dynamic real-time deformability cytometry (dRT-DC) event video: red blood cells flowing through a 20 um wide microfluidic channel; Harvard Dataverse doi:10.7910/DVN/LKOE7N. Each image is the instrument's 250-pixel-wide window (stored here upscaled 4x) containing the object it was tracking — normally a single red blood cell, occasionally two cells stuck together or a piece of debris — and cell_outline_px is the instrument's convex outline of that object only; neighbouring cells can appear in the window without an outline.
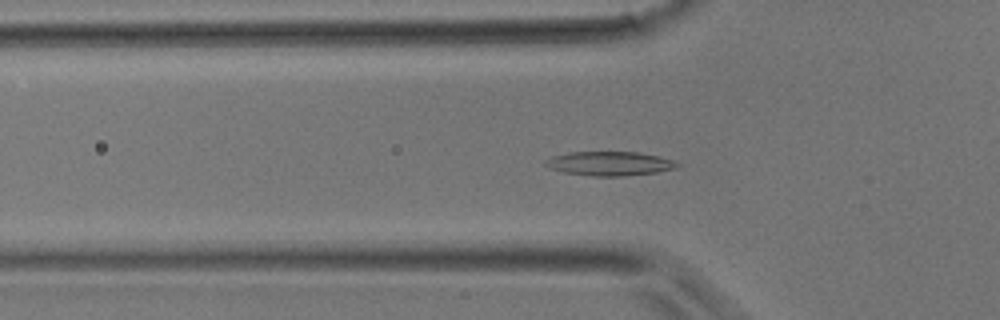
{"species": "common noctule bat (a hibernating species)", "species_latin": "Nyctalus noctula", "temperature_condition": "room temperature", "stored_images_in_passage": 39, "camera_frame_rate_fps": 3000, "um_per_image_px": 0.085, "animal": {"sex": "male", "body_mass_g": 17.9}, "frame": {"image": 1, "passage_image": 12, "time_ms": 3.667, "image_size_px": [1000, 320], "cell_outline_px": [[680, 168], [656, 172], [624, 176], [592, 176], [564, 172], [548, 168], [544, 164], [544, 160], [552, 156], [568, 152], [640, 152], [660, 156], [676, 160], [680, 164]], "centroid_in_image_um": [51.86, 13.9], "position_along_channel_um": 73.9, "area_um2": 18.84}}
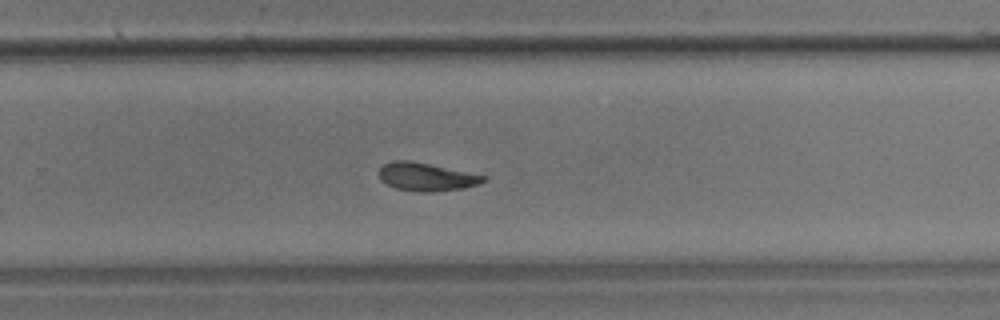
{"frame": {"image": 2, "passage_image": 25, "time_ms": 8.0, "image_size_px": [1000, 320], "cell_outline_px": [[488, 176], [484, 180], [476, 184], [464, 188], [432, 192], [420, 192], [396, 188], [380, 180], [380, 168], [384, 164], [392, 160], [408, 160]], "centroid_in_image_um": [36.22, 15.03], "position_along_channel_um": 293.6, "area_um2": 16.82}}
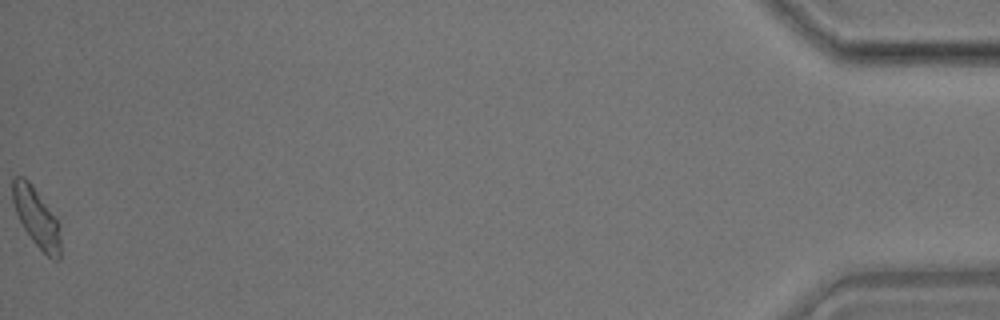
{"frame": {"image": 3, "passage_image": 39, "time_ms": 12.667, "image_size_px": [1000, 320], "cell_outline_px": [[60, 260], [52, 260], [32, 240], [24, 228], [16, 212], [12, 200], [12, 176], [24, 176], [32, 184], [56, 216], [60, 224]], "centroid_in_image_um": [3.11, 18.45], "position_along_channel_um": 432.1, "area_um2": 16.65}}